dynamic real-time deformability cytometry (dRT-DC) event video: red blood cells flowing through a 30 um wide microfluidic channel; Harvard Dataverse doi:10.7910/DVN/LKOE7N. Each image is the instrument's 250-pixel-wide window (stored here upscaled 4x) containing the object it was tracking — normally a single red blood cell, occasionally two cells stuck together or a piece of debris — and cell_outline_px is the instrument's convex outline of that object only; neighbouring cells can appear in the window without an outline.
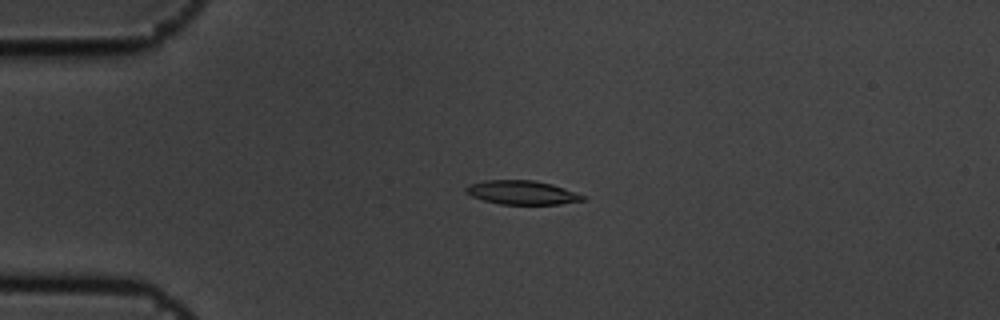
{"species": "common noctule bat (a hibernating species)", "species_latin": "Nyctalus noctula", "temperature_condition": "cold", "stored_images_in_passage": 6, "camera_frame_rate_fps": 3000, "um_per_image_px": 0.085, "animal": {"sex": "male", "body_mass_g": 19.5, "forearm_length_mm": 54.6}, "frame": {"image": 1, "passage_image": 4, "time_ms": 1.0, "image_size_px": [1000, 320], "cell_outline_px": [[588, 196], [584, 200], [560, 204], [500, 204], [484, 200], [472, 196], [464, 192], [464, 188], [468, 184], [484, 180], [536, 180], [552, 184]], "centroid_in_image_um": [44.37, 16.36], "position_along_channel_um": 40.6, "area_um2": 16.42}}
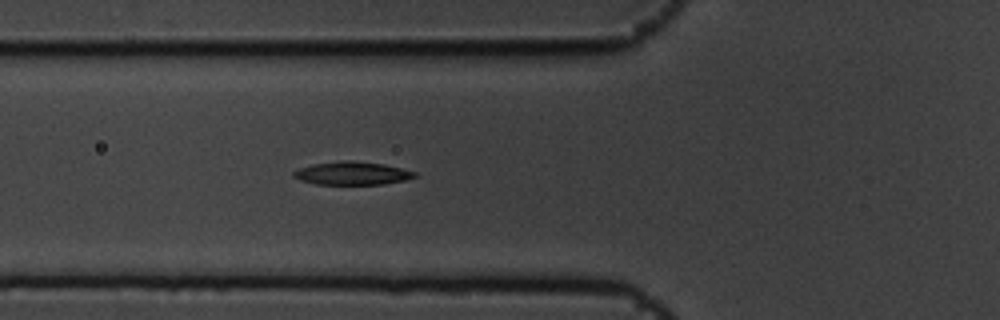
{"frame": {"image": 2, "passage_image": 6, "time_ms": 1.667, "image_size_px": [1000, 320], "cell_outline_px": [[416, 176], [404, 180], [384, 184], [316, 184], [300, 180], [292, 176], [292, 172], [300, 168], [312, 164], [340, 160], [352, 160], [384, 164], [416, 172]], "centroid_in_image_um": [29.9, 14.72], "position_along_channel_um": 95.9, "area_um2": 16.3}}